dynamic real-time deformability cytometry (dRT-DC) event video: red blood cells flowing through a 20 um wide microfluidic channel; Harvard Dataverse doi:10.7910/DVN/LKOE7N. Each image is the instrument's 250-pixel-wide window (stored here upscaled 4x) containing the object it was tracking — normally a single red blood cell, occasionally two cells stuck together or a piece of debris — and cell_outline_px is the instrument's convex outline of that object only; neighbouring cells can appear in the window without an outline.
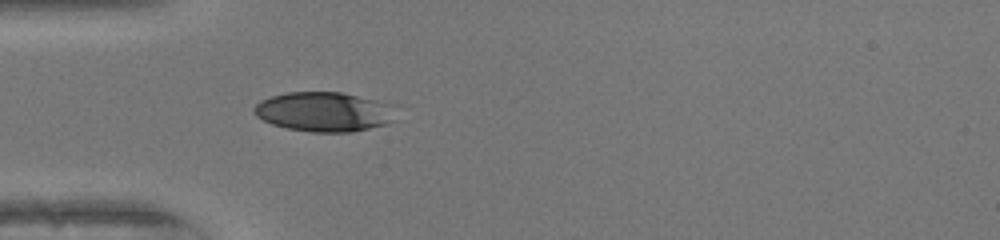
{"species": "human", "species_latin": "Homo sapiens", "temperature_condition": "warm", "stored_images_in_passage": 36, "camera_frame_rate_fps": 3000, "um_per_image_px": 0.085, "donor": {"sex": "female"}, "frame": {"image": 1, "passage_image": 1, "time_ms": 0.0, "image_size_px": [1000, 240], "cell_outline_px": [[400, 104], [396, 120], [388, 124], [352, 132], [312, 132], [288, 128], [272, 124], [256, 116], [252, 112], [252, 108], [260, 100], [272, 96], [288, 92], [340, 92]], "centroid_in_image_um": [27.68, 9.49], "position_along_channel_um": 57.3, "area_um2": 33.58}}
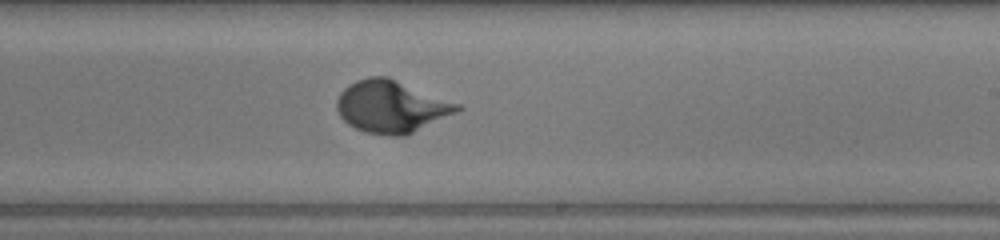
{"frame": {"image": 2, "passage_image": 16, "time_ms": 5.0, "image_size_px": [1000, 240], "cell_outline_px": [[464, 108], [456, 112], [404, 136], [388, 136], [364, 132], [348, 124], [340, 116], [336, 108], [336, 100], [340, 92], [348, 84], [356, 80], [368, 76], [388, 76], [460, 104]], "centroid_in_image_um": [33.22, 9.04], "position_along_channel_um": 255.8, "area_um2": 36.65}}
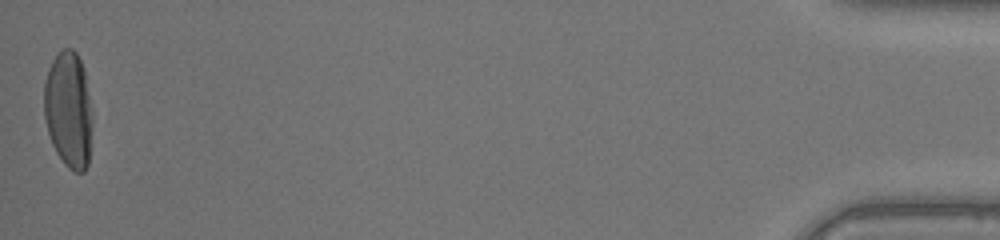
{"frame": {"image": 3, "passage_image": 36, "time_ms": 11.667, "image_size_px": [1000, 240], "cell_outline_px": [[92, 128], [88, 164], [84, 172], [76, 172], [68, 168], [64, 164], [56, 152], [52, 144], [48, 132], [44, 116], [44, 84], [48, 68], [52, 60], [64, 48], [72, 48], [76, 52], [84, 68], [92, 120]], "centroid_in_image_um": [5.82, 9.34], "position_along_channel_um": 429.4, "area_um2": 32.77}}